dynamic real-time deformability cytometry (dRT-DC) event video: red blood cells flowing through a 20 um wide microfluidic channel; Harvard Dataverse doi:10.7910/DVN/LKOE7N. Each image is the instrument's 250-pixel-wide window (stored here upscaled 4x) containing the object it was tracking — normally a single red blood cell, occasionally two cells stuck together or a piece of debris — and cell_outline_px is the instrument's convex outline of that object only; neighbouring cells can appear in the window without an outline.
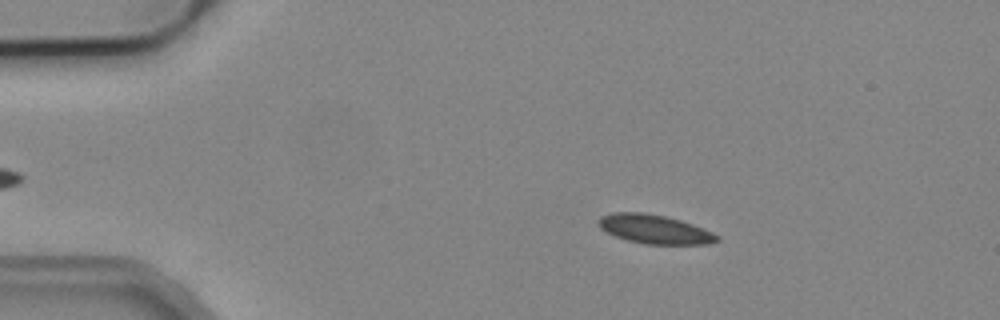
{"species": "common noctule bat (a hibernating species)", "species_latin": "Nyctalus noctula", "temperature_condition": "cold", "stored_images_in_passage": 3, "camera_frame_rate_fps": 3000, "um_per_image_px": 0.085, "animal": {"sex": "male", "body_mass_g": 19.2, "forearm_length_mm": 51.8}, "frame": {"image": 1, "passage_image": 2, "time_ms": 0.333, "image_size_px": [1000, 320], "cell_outline_px": [[720, 240], [708, 244], [644, 244], [628, 240], [616, 236], [600, 228], [596, 224], [596, 220], [600, 216], [612, 212], [644, 212], [664, 216], [680, 220], [692, 224], [712, 232], [720, 236]], "centroid_in_image_um": [55.61, 19.47], "position_along_channel_um": 29.4, "area_um2": 20.06}}